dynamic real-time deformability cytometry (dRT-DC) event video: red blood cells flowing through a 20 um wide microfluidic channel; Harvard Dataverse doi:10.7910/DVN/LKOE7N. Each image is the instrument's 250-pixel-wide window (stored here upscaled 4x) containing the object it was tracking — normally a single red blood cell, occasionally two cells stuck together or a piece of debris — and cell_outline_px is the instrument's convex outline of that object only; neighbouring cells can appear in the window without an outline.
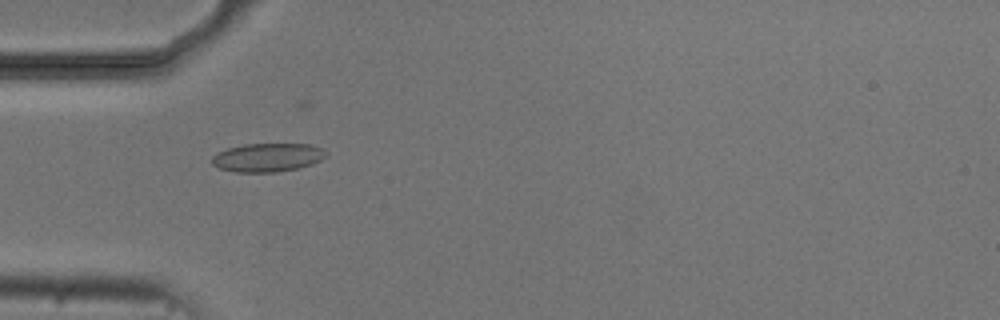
{"species": "common noctule bat (a hibernating species)", "species_latin": "Nyctalus noctula", "temperature_condition": "cold", "stored_images_in_passage": 6, "camera_frame_rate_fps": 3000, "um_per_image_px": 0.085, "animal": {"sex": "male", "body_mass_g": 20.5, "forearm_length_mm": 52.5}, "frame": {"image": 1, "passage_image": 5, "time_ms": 4.667, "image_size_px": [1000, 320], "cell_outline_px": [[328, 156], [312, 164], [300, 168], [276, 172], [236, 172], [220, 168], [212, 164], [212, 156], [216, 152], [228, 148], [244, 144], [312, 144], [324, 148], [328, 152]], "centroid_in_image_um": [22.79, 13.38], "position_along_channel_um": 62.2, "area_um2": 19.25}}
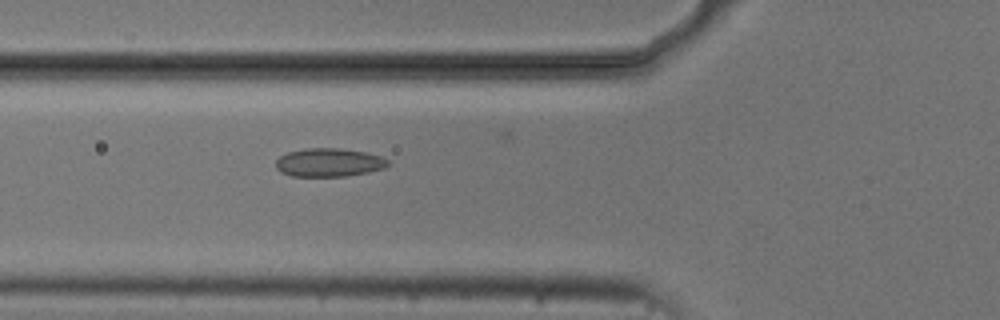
{"frame": {"image": 2, "passage_image": 6, "time_ms": 5.667, "image_size_px": [1000, 320], "cell_outline_px": [[388, 164], [384, 168], [368, 172], [348, 176], [292, 176], [280, 172], [276, 168], [276, 160], [280, 156], [288, 152], [304, 148], [340, 148], [368, 152], [380, 156], [388, 160]], "centroid_in_image_um": [27.95, 13.8], "position_along_channel_um": 97.9, "area_um2": 18.67}}